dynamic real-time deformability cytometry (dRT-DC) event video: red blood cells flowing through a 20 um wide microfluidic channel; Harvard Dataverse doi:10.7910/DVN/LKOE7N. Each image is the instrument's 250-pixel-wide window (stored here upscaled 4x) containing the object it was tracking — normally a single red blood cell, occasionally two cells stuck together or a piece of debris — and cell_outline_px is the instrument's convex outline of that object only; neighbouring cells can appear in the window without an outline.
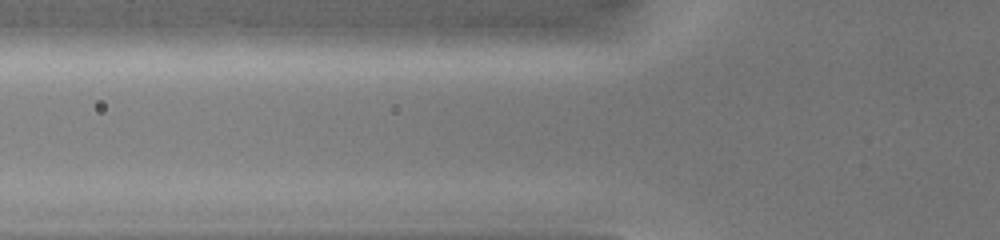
{"species": "common noctule bat (a hibernating species)", "species_latin": "Nyctalus noctula", "temperature_condition": "warm", "stored_images_in_passage": 2, "camera_frame_rate_fps": 3000, "um_per_image_px": 0.085, "animal": {"sex": "female", "body_mass_g": 19.0, "forearm_length_mm": 51.5}, "frame": {"image": 1, "passage_image": 2, "time_ms": 0.333, "image_size_px": [1000, 240], "cell_outline_px": [[624, 40], [600, 44], [536, 52], [460, 52], [396, 48], [396, 44], [412, 32], [436, 24], [576, 24], [624, 32]], "centroid_in_image_um": [43.08, 3.2], "position_along_channel_um": 82.7, "area_um2": 37.92}}